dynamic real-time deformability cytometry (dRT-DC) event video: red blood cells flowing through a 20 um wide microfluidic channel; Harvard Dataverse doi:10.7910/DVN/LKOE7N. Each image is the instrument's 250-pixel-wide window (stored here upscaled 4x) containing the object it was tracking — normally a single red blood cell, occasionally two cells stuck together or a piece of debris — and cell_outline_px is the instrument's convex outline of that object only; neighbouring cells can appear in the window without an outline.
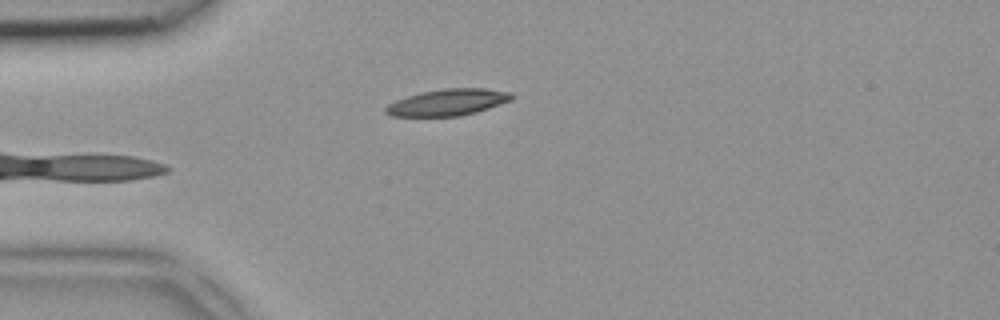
{"species": "common noctule bat (a hibernating species)", "species_latin": "Nyctalus noctula", "temperature_condition": "room temperature", "stored_images_in_passage": 5, "camera_frame_rate_fps": 3000, "um_per_image_px": 0.085, "animal": {"sex": "female", "body_mass_g": 18.4}, "frame": {"image": 1, "passage_image": 5, "time_ms": 1.333, "image_size_px": [1000, 320], "cell_outline_px": [[512, 100], [476, 112], [460, 116], [392, 116], [384, 112], [384, 108], [388, 104], [396, 100], [420, 92], [444, 88], [484, 88], [512, 92]], "centroid_in_image_um": [38.05, 8.69], "position_along_channel_um": 46.9, "area_um2": 19.48}}